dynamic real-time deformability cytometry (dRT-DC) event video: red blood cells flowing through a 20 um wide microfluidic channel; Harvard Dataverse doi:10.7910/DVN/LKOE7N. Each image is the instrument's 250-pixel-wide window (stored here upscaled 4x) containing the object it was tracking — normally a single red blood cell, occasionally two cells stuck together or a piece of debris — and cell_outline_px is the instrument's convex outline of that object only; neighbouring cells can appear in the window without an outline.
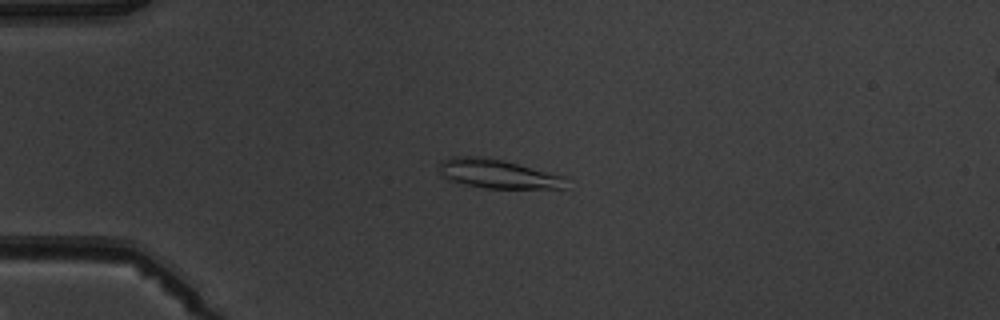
{"species": "common noctule bat (a hibernating species)", "species_latin": "Nyctalus noctula", "temperature_condition": "warm", "stored_images_in_passage": 7, "camera_frame_rate_fps": 3000, "um_per_image_px": 0.085, "animal": {"sex": "male", "body_mass_g": 19.5, "forearm_length_mm": 54.6}, "frame": {"image": 1, "passage_image": 3, "time_ms": 3.0, "image_size_px": [1000, 320], "cell_outline_px": [[564, 188], [484, 188], [464, 184], [440, 176], [440, 160], [452, 156], [480, 156], [504, 160], [564, 176]], "centroid_in_image_um": [42.24, 14.76], "position_along_channel_um": 42.8, "area_um2": 21.27}}
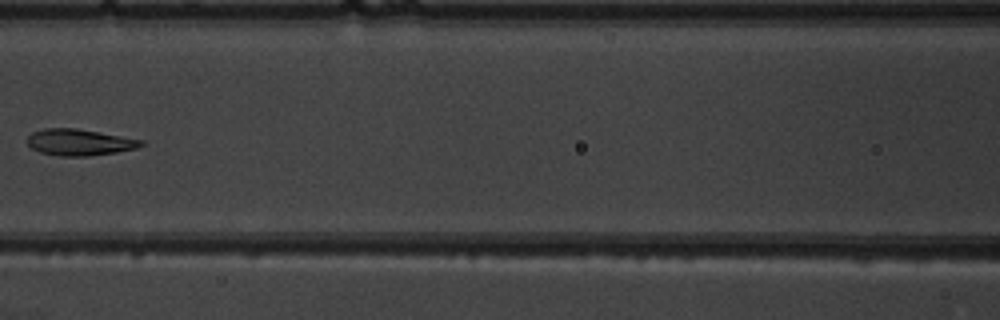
{"frame": {"image": 2, "passage_image": 6, "time_ms": 6.667, "image_size_px": [1000, 320], "cell_outline_px": [[144, 144], [136, 148], [116, 152], [88, 156], [60, 156], [40, 152], [32, 148], [28, 144], [28, 136], [32, 132], [44, 128], [76, 128], [144, 140]], "centroid_in_image_um": [6.74, 12.09], "position_along_channel_um": 159.9, "area_um2": 17.4}}
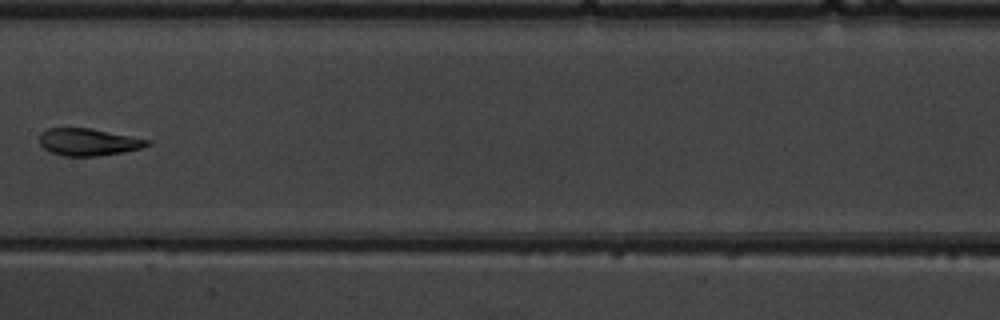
{"frame": {"image": 3, "passage_image": 7, "time_ms": 7.667, "image_size_px": [1000, 320], "cell_outline_px": [[152, 144], [140, 148], [124, 152], [96, 156], [64, 156], [52, 152], [44, 148], [40, 144], [40, 132], [48, 128], [92, 128], [152, 140]], "centroid_in_image_um": [7.54, 12.06], "position_along_channel_um": 199.9, "area_um2": 17.17}}